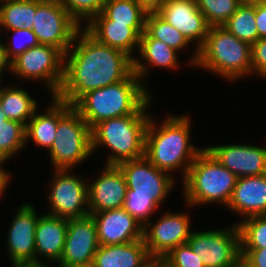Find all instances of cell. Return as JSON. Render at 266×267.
I'll return each instance as SVG.
<instances>
[{
    "mask_svg": "<svg viewBox=\"0 0 266 267\" xmlns=\"http://www.w3.org/2000/svg\"><path fill=\"white\" fill-rule=\"evenodd\" d=\"M12 32L13 35H11L12 38L9 43L4 45L5 55L10 63L29 48L39 44L32 29H14L11 30Z\"/></svg>",
    "mask_w": 266,
    "mask_h": 267,
    "instance_id": "cell-36",
    "label": "cell"
},
{
    "mask_svg": "<svg viewBox=\"0 0 266 267\" xmlns=\"http://www.w3.org/2000/svg\"><path fill=\"white\" fill-rule=\"evenodd\" d=\"M67 232V218L43 214L39 216L35 229L36 262L43 263L44 257L48 262L59 264L63 253Z\"/></svg>",
    "mask_w": 266,
    "mask_h": 267,
    "instance_id": "cell-22",
    "label": "cell"
},
{
    "mask_svg": "<svg viewBox=\"0 0 266 267\" xmlns=\"http://www.w3.org/2000/svg\"><path fill=\"white\" fill-rule=\"evenodd\" d=\"M46 262L39 263V262H26V263H14L12 267H48Z\"/></svg>",
    "mask_w": 266,
    "mask_h": 267,
    "instance_id": "cell-45",
    "label": "cell"
},
{
    "mask_svg": "<svg viewBox=\"0 0 266 267\" xmlns=\"http://www.w3.org/2000/svg\"><path fill=\"white\" fill-rule=\"evenodd\" d=\"M99 245H119L143 239V226L124 208L90 213Z\"/></svg>",
    "mask_w": 266,
    "mask_h": 267,
    "instance_id": "cell-19",
    "label": "cell"
},
{
    "mask_svg": "<svg viewBox=\"0 0 266 267\" xmlns=\"http://www.w3.org/2000/svg\"><path fill=\"white\" fill-rule=\"evenodd\" d=\"M222 27L250 45L259 40L255 19V0L243 1Z\"/></svg>",
    "mask_w": 266,
    "mask_h": 267,
    "instance_id": "cell-29",
    "label": "cell"
},
{
    "mask_svg": "<svg viewBox=\"0 0 266 267\" xmlns=\"http://www.w3.org/2000/svg\"><path fill=\"white\" fill-rule=\"evenodd\" d=\"M81 28L60 0H36L31 29L39 44L54 46L65 54Z\"/></svg>",
    "mask_w": 266,
    "mask_h": 267,
    "instance_id": "cell-9",
    "label": "cell"
},
{
    "mask_svg": "<svg viewBox=\"0 0 266 267\" xmlns=\"http://www.w3.org/2000/svg\"><path fill=\"white\" fill-rule=\"evenodd\" d=\"M156 13L181 32L190 43L195 42V53L187 62L188 65L194 66L198 58V49L204 44L210 27L198 9L196 0H164Z\"/></svg>",
    "mask_w": 266,
    "mask_h": 267,
    "instance_id": "cell-14",
    "label": "cell"
},
{
    "mask_svg": "<svg viewBox=\"0 0 266 267\" xmlns=\"http://www.w3.org/2000/svg\"><path fill=\"white\" fill-rule=\"evenodd\" d=\"M102 12L113 23L127 24L139 36L145 31L147 12L135 0H107Z\"/></svg>",
    "mask_w": 266,
    "mask_h": 267,
    "instance_id": "cell-27",
    "label": "cell"
},
{
    "mask_svg": "<svg viewBox=\"0 0 266 267\" xmlns=\"http://www.w3.org/2000/svg\"><path fill=\"white\" fill-rule=\"evenodd\" d=\"M107 0H60L68 13L81 25L87 24L94 16L99 14ZM85 20V21H84Z\"/></svg>",
    "mask_w": 266,
    "mask_h": 267,
    "instance_id": "cell-35",
    "label": "cell"
},
{
    "mask_svg": "<svg viewBox=\"0 0 266 267\" xmlns=\"http://www.w3.org/2000/svg\"><path fill=\"white\" fill-rule=\"evenodd\" d=\"M243 0H196L209 26H223Z\"/></svg>",
    "mask_w": 266,
    "mask_h": 267,
    "instance_id": "cell-33",
    "label": "cell"
},
{
    "mask_svg": "<svg viewBox=\"0 0 266 267\" xmlns=\"http://www.w3.org/2000/svg\"><path fill=\"white\" fill-rule=\"evenodd\" d=\"M74 267H96V264L94 262H89V263L77 265V266H74Z\"/></svg>",
    "mask_w": 266,
    "mask_h": 267,
    "instance_id": "cell-48",
    "label": "cell"
},
{
    "mask_svg": "<svg viewBox=\"0 0 266 267\" xmlns=\"http://www.w3.org/2000/svg\"><path fill=\"white\" fill-rule=\"evenodd\" d=\"M84 26L98 42L123 51L132 59L135 58L133 52L139 49L140 36L127 24L113 23V20L101 11Z\"/></svg>",
    "mask_w": 266,
    "mask_h": 267,
    "instance_id": "cell-20",
    "label": "cell"
},
{
    "mask_svg": "<svg viewBox=\"0 0 266 267\" xmlns=\"http://www.w3.org/2000/svg\"><path fill=\"white\" fill-rule=\"evenodd\" d=\"M28 91L15 85L0 86V104L8 120L22 123L25 127L38 109V104Z\"/></svg>",
    "mask_w": 266,
    "mask_h": 267,
    "instance_id": "cell-26",
    "label": "cell"
},
{
    "mask_svg": "<svg viewBox=\"0 0 266 267\" xmlns=\"http://www.w3.org/2000/svg\"><path fill=\"white\" fill-rule=\"evenodd\" d=\"M30 203L20 205L8 230L7 250L11 263L36 262L35 229L39 219Z\"/></svg>",
    "mask_w": 266,
    "mask_h": 267,
    "instance_id": "cell-17",
    "label": "cell"
},
{
    "mask_svg": "<svg viewBox=\"0 0 266 267\" xmlns=\"http://www.w3.org/2000/svg\"><path fill=\"white\" fill-rule=\"evenodd\" d=\"M54 172L48 193V214L67 219L88 216V182L68 169H54Z\"/></svg>",
    "mask_w": 266,
    "mask_h": 267,
    "instance_id": "cell-10",
    "label": "cell"
},
{
    "mask_svg": "<svg viewBox=\"0 0 266 267\" xmlns=\"http://www.w3.org/2000/svg\"><path fill=\"white\" fill-rule=\"evenodd\" d=\"M159 206L153 196L126 195L123 208L144 227Z\"/></svg>",
    "mask_w": 266,
    "mask_h": 267,
    "instance_id": "cell-34",
    "label": "cell"
},
{
    "mask_svg": "<svg viewBox=\"0 0 266 267\" xmlns=\"http://www.w3.org/2000/svg\"><path fill=\"white\" fill-rule=\"evenodd\" d=\"M240 254L245 256L254 267H266V248L240 249Z\"/></svg>",
    "mask_w": 266,
    "mask_h": 267,
    "instance_id": "cell-40",
    "label": "cell"
},
{
    "mask_svg": "<svg viewBox=\"0 0 266 267\" xmlns=\"http://www.w3.org/2000/svg\"><path fill=\"white\" fill-rule=\"evenodd\" d=\"M139 51L141 62L138 58L133 59V72L141 79L144 83L143 77L148 75V65L151 67H159L160 69H177L180 63H178V56L174 48L167 46L160 40L151 38L145 31L140 36ZM143 59V61H142Z\"/></svg>",
    "mask_w": 266,
    "mask_h": 267,
    "instance_id": "cell-23",
    "label": "cell"
},
{
    "mask_svg": "<svg viewBox=\"0 0 266 267\" xmlns=\"http://www.w3.org/2000/svg\"><path fill=\"white\" fill-rule=\"evenodd\" d=\"M54 169L73 170L92 155L91 128L72 106L59 120L48 150Z\"/></svg>",
    "mask_w": 266,
    "mask_h": 267,
    "instance_id": "cell-7",
    "label": "cell"
},
{
    "mask_svg": "<svg viewBox=\"0 0 266 267\" xmlns=\"http://www.w3.org/2000/svg\"><path fill=\"white\" fill-rule=\"evenodd\" d=\"M0 28L31 29L36 15V0H0Z\"/></svg>",
    "mask_w": 266,
    "mask_h": 267,
    "instance_id": "cell-28",
    "label": "cell"
},
{
    "mask_svg": "<svg viewBox=\"0 0 266 267\" xmlns=\"http://www.w3.org/2000/svg\"><path fill=\"white\" fill-rule=\"evenodd\" d=\"M26 127L17 121L6 120L0 124V158L8 161L26 147Z\"/></svg>",
    "mask_w": 266,
    "mask_h": 267,
    "instance_id": "cell-31",
    "label": "cell"
},
{
    "mask_svg": "<svg viewBox=\"0 0 266 267\" xmlns=\"http://www.w3.org/2000/svg\"><path fill=\"white\" fill-rule=\"evenodd\" d=\"M101 173L87 183L89 213L123 208L125 202L127 184L120 168L105 165Z\"/></svg>",
    "mask_w": 266,
    "mask_h": 267,
    "instance_id": "cell-18",
    "label": "cell"
},
{
    "mask_svg": "<svg viewBox=\"0 0 266 267\" xmlns=\"http://www.w3.org/2000/svg\"><path fill=\"white\" fill-rule=\"evenodd\" d=\"M232 225L220 230L192 232L187 243L205 267H231L240 255V231L237 223Z\"/></svg>",
    "mask_w": 266,
    "mask_h": 267,
    "instance_id": "cell-11",
    "label": "cell"
},
{
    "mask_svg": "<svg viewBox=\"0 0 266 267\" xmlns=\"http://www.w3.org/2000/svg\"><path fill=\"white\" fill-rule=\"evenodd\" d=\"M132 72L129 55L98 42L81 28L65 53L64 80L56 97L73 106L87 92L116 84Z\"/></svg>",
    "mask_w": 266,
    "mask_h": 267,
    "instance_id": "cell-1",
    "label": "cell"
},
{
    "mask_svg": "<svg viewBox=\"0 0 266 267\" xmlns=\"http://www.w3.org/2000/svg\"><path fill=\"white\" fill-rule=\"evenodd\" d=\"M255 19L259 38H266V0H255Z\"/></svg>",
    "mask_w": 266,
    "mask_h": 267,
    "instance_id": "cell-39",
    "label": "cell"
},
{
    "mask_svg": "<svg viewBox=\"0 0 266 267\" xmlns=\"http://www.w3.org/2000/svg\"><path fill=\"white\" fill-rule=\"evenodd\" d=\"M194 66L209 70L228 82L245 78L252 74L251 45L222 26H210Z\"/></svg>",
    "mask_w": 266,
    "mask_h": 267,
    "instance_id": "cell-5",
    "label": "cell"
},
{
    "mask_svg": "<svg viewBox=\"0 0 266 267\" xmlns=\"http://www.w3.org/2000/svg\"><path fill=\"white\" fill-rule=\"evenodd\" d=\"M8 120V118L5 116L4 112L1 109V104H0V124H3L4 121Z\"/></svg>",
    "mask_w": 266,
    "mask_h": 267,
    "instance_id": "cell-47",
    "label": "cell"
},
{
    "mask_svg": "<svg viewBox=\"0 0 266 267\" xmlns=\"http://www.w3.org/2000/svg\"><path fill=\"white\" fill-rule=\"evenodd\" d=\"M147 267H153V259L151 260V263Z\"/></svg>",
    "mask_w": 266,
    "mask_h": 267,
    "instance_id": "cell-49",
    "label": "cell"
},
{
    "mask_svg": "<svg viewBox=\"0 0 266 267\" xmlns=\"http://www.w3.org/2000/svg\"><path fill=\"white\" fill-rule=\"evenodd\" d=\"M192 234L187 213L166 212L155 223L143 227V240L152 259L164 258L173 248L187 243Z\"/></svg>",
    "mask_w": 266,
    "mask_h": 267,
    "instance_id": "cell-13",
    "label": "cell"
},
{
    "mask_svg": "<svg viewBox=\"0 0 266 267\" xmlns=\"http://www.w3.org/2000/svg\"><path fill=\"white\" fill-rule=\"evenodd\" d=\"M171 114L158 126L150 117L145 134V157L158 169L168 173L179 170L182 180L203 148L193 146L188 115Z\"/></svg>",
    "mask_w": 266,
    "mask_h": 267,
    "instance_id": "cell-2",
    "label": "cell"
},
{
    "mask_svg": "<svg viewBox=\"0 0 266 267\" xmlns=\"http://www.w3.org/2000/svg\"><path fill=\"white\" fill-rule=\"evenodd\" d=\"M117 166L127 184L126 195L153 196L163 204L175 184L170 173L158 169L145 156L123 161Z\"/></svg>",
    "mask_w": 266,
    "mask_h": 267,
    "instance_id": "cell-12",
    "label": "cell"
},
{
    "mask_svg": "<svg viewBox=\"0 0 266 267\" xmlns=\"http://www.w3.org/2000/svg\"><path fill=\"white\" fill-rule=\"evenodd\" d=\"M145 32L153 39L164 42L167 46L174 48L180 52L186 49L190 42L175 29L172 25L167 23L156 12L147 13L145 19Z\"/></svg>",
    "mask_w": 266,
    "mask_h": 267,
    "instance_id": "cell-30",
    "label": "cell"
},
{
    "mask_svg": "<svg viewBox=\"0 0 266 267\" xmlns=\"http://www.w3.org/2000/svg\"><path fill=\"white\" fill-rule=\"evenodd\" d=\"M164 258L174 267H205L188 243L173 248Z\"/></svg>",
    "mask_w": 266,
    "mask_h": 267,
    "instance_id": "cell-37",
    "label": "cell"
},
{
    "mask_svg": "<svg viewBox=\"0 0 266 267\" xmlns=\"http://www.w3.org/2000/svg\"><path fill=\"white\" fill-rule=\"evenodd\" d=\"M238 177L221 165L206 149L198 154L183 179L186 205L229 204Z\"/></svg>",
    "mask_w": 266,
    "mask_h": 267,
    "instance_id": "cell-6",
    "label": "cell"
},
{
    "mask_svg": "<svg viewBox=\"0 0 266 267\" xmlns=\"http://www.w3.org/2000/svg\"><path fill=\"white\" fill-rule=\"evenodd\" d=\"M252 74L266 79V38H260L251 45Z\"/></svg>",
    "mask_w": 266,
    "mask_h": 267,
    "instance_id": "cell-38",
    "label": "cell"
},
{
    "mask_svg": "<svg viewBox=\"0 0 266 267\" xmlns=\"http://www.w3.org/2000/svg\"><path fill=\"white\" fill-rule=\"evenodd\" d=\"M43 114L37 110L26 125V143L34 141L35 145L44 147L47 151L51 148L56 136L58 120L72 107L61 101L56 96Z\"/></svg>",
    "mask_w": 266,
    "mask_h": 267,
    "instance_id": "cell-25",
    "label": "cell"
},
{
    "mask_svg": "<svg viewBox=\"0 0 266 267\" xmlns=\"http://www.w3.org/2000/svg\"><path fill=\"white\" fill-rule=\"evenodd\" d=\"M205 148L238 178L266 174V147L229 144Z\"/></svg>",
    "mask_w": 266,
    "mask_h": 267,
    "instance_id": "cell-16",
    "label": "cell"
},
{
    "mask_svg": "<svg viewBox=\"0 0 266 267\" xmlns=\"http://www.w3.org/2000/svg\"><path fill=\"white\" fill-rule=\"evenodd\" d=\"M231 267H254L252 263L242 254H240L234 261Z\"/></svg>",
    "mask_w": 266,
    "mask_h": 267,
    "instance_id": "cell-44",
    "label": "cell"
},
{
    "mask_svg": "<svg viewBox=\"0 0 266 267\" xmlns=\"http://www.w3.org/2000/svg\"><path fill=\"white\" fill-rule=\"evenodd\" d=\"M65 54L58 48L38 44L10 63V71L22 80L43 81L49 93L56 96L64 80Z\"/></svg>",
    "mask_w": 266,
    "mask_h": 267,
    "instance_id": "cell-8",
    "label": "cell"
},
{
    "mask_svg": "<svg viewBox=\"0 0 266 267\" xmlns=\"http://www.w3.org/2000/svg\"><path fill=\"white\" fill-rule=\"evenodd\" d=\"M147 13H155L159 10L164 0H135Z\"/></svg>",
    "mask_w": 266,
    "mask_h": 267,
    "instance_id": "cell-41",
    "label": "cell"
},
{
    "mask_svg": "<svg viewBox=\"0 0 266 267\" xmlns=\"http://www.w3.org/2000/svg\"><path fill=\"white\" fill-rule=\"evenodd\" d=\"M153 267H174L165 258H154Z\"/></svg>",
    "mask_w": 266,
    "mask_h": 267,
    "instance_id": "cell-46",
    "label": "cell"
},
{
    "mask_svg": "<svg viewBox=\"0 0 266 267\" xmlns=\"http://www.w3.org/2000/svg\"><path fill=\"white\" fill-rule=\"evenodd\" d=\"M240 249L266 248V215L253 216L237 222Z\"/></svg>",
    "mask_w": 266,
    "mask_h": 267,
    "instance_id": "cell-32",
    "label": "cell"
},
{
    "mask_svg": "<svg viewBox=\"0 0 266 267\" xmlns=\"http://www.w3.org/2000/svg\"><path fill=\"white\" fill-rule=\"evenodd\" d=\"M228 208L243 219L266 215V174L238 178Z\"/></svg>",
    "mask_w": 266,
    "mask_h": 267,
    "instance_id": "cell-21",
    "label": "cell"
},
{
    "mask_svg": "<svg viewBox=\"0 0 266 267\" xmlns=\"http://www.w3.org/2000/svg\"><path fill=\"white\" fill-rule=\"evenodd\" d=\"M151 260L141 239L119 245H99L93 262L96 267H147Z\"/></svg>",
    "mask_w": 266,
    "mask_h": 267,
    "instance_id": "cell-24",
    "label": "cell"
},
{
    "mask_svg": "<svg viewBox=\"0 0 266 267\" xmlns=\"http://www.w3.org/2000/svg\"><path fill=\"white\" fill-rule=\"evenodd\" d=\"M132 72L125 80L84 94L73 107L92 129L101 121L135 114L151 97Z\"/></svg>",
    "mask_w": 266,
    "mask_h": 267,
    "instance_id": "cell-3",
    "label": "cell"
},
{
    "mask_svg": "<svg viewBox=\"0 0 266 267\" xmlns=\"http://www.w3.org/2000/svg\"><path fill=\"white\" fill-rule=\"evenodd\" d=\"M96 223L91 215L67 219L64 249L58 267H74L93 262L98 250Z\"/></svg>",
    "mask_w": 266,
    "mask_h": 267,
    "instance_id": "cell-15",
    "label": "cell"
},
{
    "mask_svg": "<svg viewBox=\"0 0 266 267\" xmlns=\"http://www.w3.org/2000/svg\"><path fill=\"white\" fill-rule=\"evenodd\" d=\"M8 70L10 71V62L7 60L4 50V44L2 43V40L0 39V84H1V78L3 71Z\"/></svg>",
    "mask_w": 266,
    "mask_h": 267,
    "instance_id": "cell-43",
    "label": "cell"
},
{
    "mask_svg": "<svg viewBox=\"0 0 266 267\" xmlns=\"http://www.w3.org/2000/svg\"><path fill=\"white\" fill-rule=\"evenodd\" d=\"M152 98L135 114L101 121L91 129L92 153L101 145L111 151L105 165L145 156V134L151 117L146 110H149Z\"/></svg>",
    "mask_w": 266,
    "mask_h": 267,
    "instance_id": "cell-4",
    "label": "cell"
},
{
    "mask_svg": "<svg viewBox=\"0 0 266 267\" xmlns=\"http://www.w3.org/2000/svg\"><path fill=\"white\" fill-rule=\"evenodd\" d=\"M6 163L3 159L0 158V197L4 195L3 193L8 188V183L11 182L9 171L7 172L3 167V164ZM2 165V166H1Z\"/></svg>",
    "mask_w": 266,
    "mask_h": 267,
    "instance_id": "cell-42",
    "label": "cell"
}]
</instances>
